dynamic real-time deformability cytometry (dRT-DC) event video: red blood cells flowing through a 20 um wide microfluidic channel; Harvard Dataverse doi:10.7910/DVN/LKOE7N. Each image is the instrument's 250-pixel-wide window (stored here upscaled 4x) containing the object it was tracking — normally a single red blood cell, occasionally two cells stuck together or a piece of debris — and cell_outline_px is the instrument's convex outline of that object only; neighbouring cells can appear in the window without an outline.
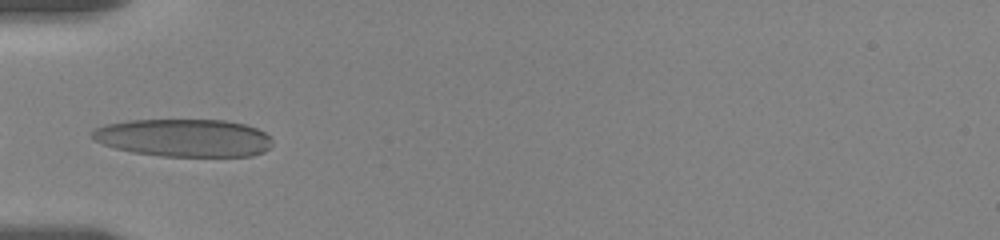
{"species": "human", "species_latin": "Homo sapiens", "temperature_condition": "room temperature", "stored_images_in_passage": 22, "camera_frame_rate_fps": 3000, "um_per_image_px": 0.085, "donor": {"sex": "female"}, "frame": {"image": 1, "passage_image": 1, "time_ms": 0.0, "image_size_px": [1000, 240], "cell_outline_px": [[272, 144], [264, 152], [252, 156], [160, 156], [132, 152], [116, 148], [92, 140], [92, 132], [96, 128], [104, 124], [128, 120], [224, 120], [244, 124], [256, 128], [264, 132], [272, 140]], "centroid_in_image_um": [15.62, 11.72], "position_along_channel_um": 69.4, "area_um2": 39.71}}
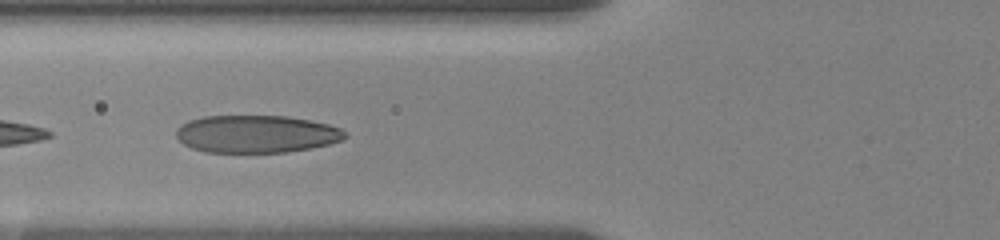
{"frame": {"image": 2, "passage_image": 4, "time_ms": 1.0, "image_size_px": [1000, 240], "cell_outline_px": [[348, 136], [340, 140], [328, 144], [308, 148], [284, 152], [208, 152], [192, 148], [184, 144], [176, 136], [176, 128], [180, 124], [188, 120], [204, 116], [288, 116], [328, 124], [340, 128], [348, 132]], "centroid_in_image_um": [21.77, 11.38], "position_along_channel_um": 104.0, "area_um2": 36.88}}
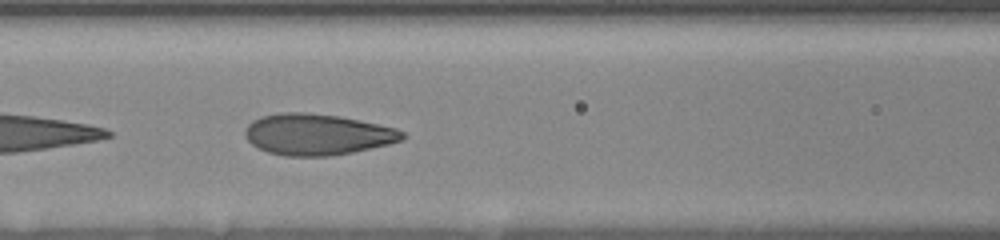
{"frame": {"image": 3, "passage_image": 7, "time_ms": 2.0, "image_size_px": [1000, 240], "cell_outline_px": [[408, 136], [404, 140], [388, 144], [352, 152], [328, 156], [284, 156], [268, 152], [252, 144], [244, 136], [244, 132], [248, 124], [252, 120], [260, 116], [280, 112], [304, 112], [340, 116], [360, 120], [396, 128], [404, 132]], "centroid_in_image_um": [26.97, 11.42], "position_along_channel_um": 139.6, "area_um2": 37.92}}